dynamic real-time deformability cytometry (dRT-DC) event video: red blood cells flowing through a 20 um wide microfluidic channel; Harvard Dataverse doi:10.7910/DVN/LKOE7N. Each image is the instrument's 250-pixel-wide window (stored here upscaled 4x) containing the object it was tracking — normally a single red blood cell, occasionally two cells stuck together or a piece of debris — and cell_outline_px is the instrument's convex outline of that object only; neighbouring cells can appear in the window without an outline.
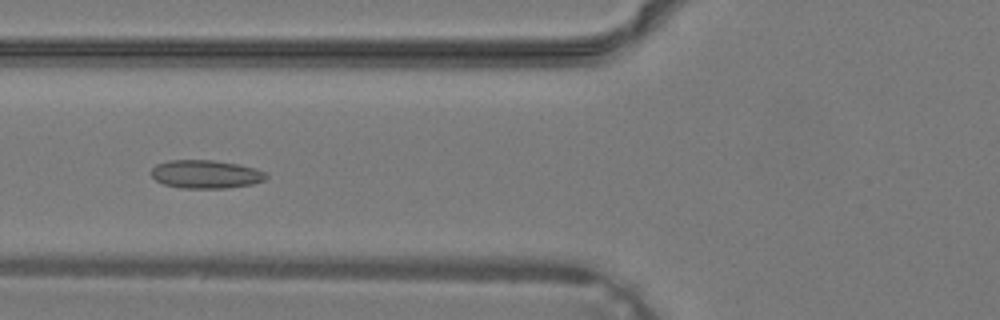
{"species": "common noctule bat (a hibernating species)", "species_latin": "Nyctalus noctula", "temperature_condition": "warm", "stored_images_in_passage": 38, "camera_frame_rate_fps": 3000, "um_per_image_px": 0.085, "animal": {"sex": "male", "body_mass_g": 19.2, "forearm_length_mm": 51.8}, "frame": {"image": 1, "passage_image": 15, "time_ms": 4.667, "image_size_px": [1000, 320], "cell_outline_px": [[268, 176], [264, 180], [252, 184], [224, 188], [180, 188], [164, 184], [156, 180], [152, 176], [152, 168], [156, 164], [168, 160], [212, 160], [240, 164], [256, 168], [264, 172]], "centroid_in_image_um": [17.49, 14.8], "position_along_channel_um": 108.3, "area_um2": 18.96}}
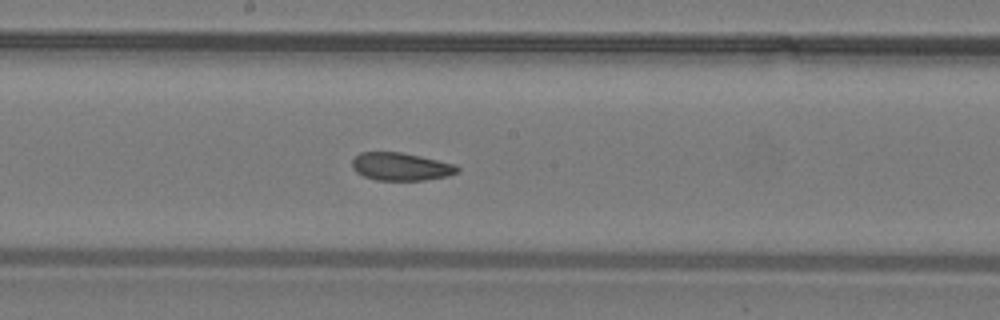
{"frame": {"image": 2, "passage_image": 21, "time_ms": 6.667, "image_size_px": [1000, 320], "cell_outline_px": [[460, 172], [448, 176], [424, 180], [376, 180], [364, 176], [356, 172], [352, 168], [352, 160], [360, 152], [400, 152], [420, 156], [456, 164], [460, 168]], "centroid_in_image_um": [34.1, 14.16], "position_along_channel_um": 214.1, "area_um2": 17.17}}
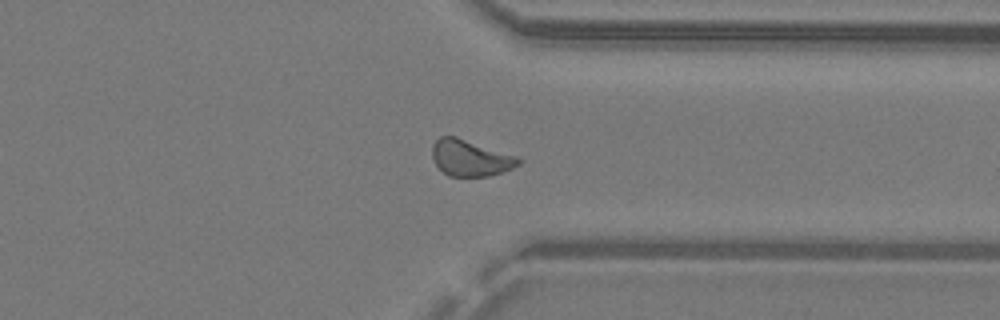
{"frame": {"image": 3, "passage_image": 30, "time_ms": 9.667, "image_size_px": [1000, 320], "cell_outline_px": [[520, 164], [504, 172], [488, 176], [448, 176], [436, 164], [432, 156], [432, 144], [440, 136], [456, 136], [516, 156], [520, 160]], "centroid_in_image_um": [39.96, 13.42], "position_along_channel_um": 371.4, "area_um2": 18.09}}